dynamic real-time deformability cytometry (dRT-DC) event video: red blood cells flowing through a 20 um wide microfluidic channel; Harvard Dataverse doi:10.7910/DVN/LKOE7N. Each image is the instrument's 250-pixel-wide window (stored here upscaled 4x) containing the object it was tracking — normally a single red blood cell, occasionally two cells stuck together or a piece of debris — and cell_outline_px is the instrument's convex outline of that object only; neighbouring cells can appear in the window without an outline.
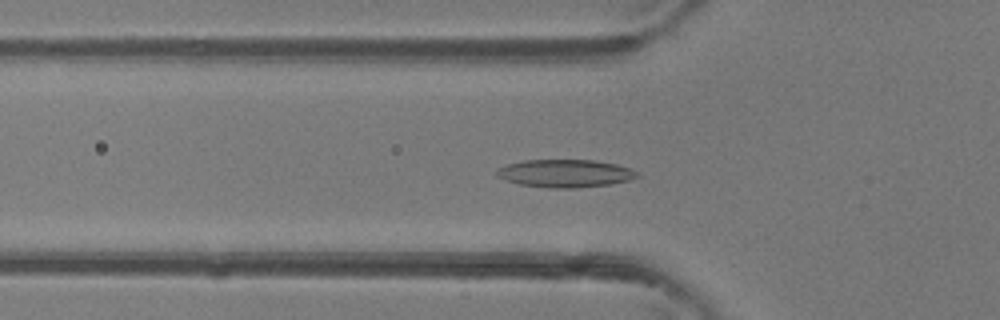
{"species": "common noctule bat (a hibernating species)", "species_latin": "Nyctalus noctula", "temperature_condition": "room temperature", "stored_images_in_passage": 39, "camera_frame_rate_fps": 3000, "um_per_image_px": 0.085, "animal": {"sex": "female"}, "frame": {"image": 1, "passage_image": 8, "time_ms": 2.333, "image_size_px": [1000, 320], "cell_outline_px": [[640, 176], [628, 180], [612, 184], [576, 188], [548, 188], [520, 184], [504, 180], [496, 176], [492, 172], [496, 168], [508, 164], [524, 160], [592, 160], [616, 164], [632, 168], [640, 172]], "centroid_in_image_um": [48.02, 14.74], "position_along_channel_um": 77.8, "area_um2": 23.12}}
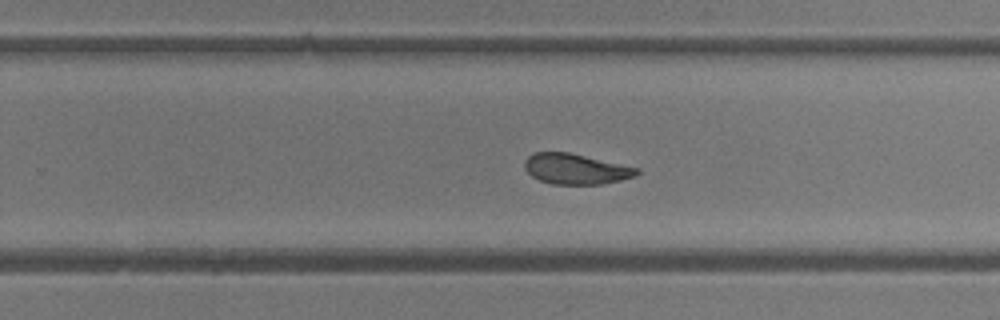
{"frame": {"image": 2, "passage_image": 22, "time_ms": 7.0, "image_size_px": [1000, 320], "cell_outline_px": [[640, 172], [636, 176], [620, 180], [600, 184], [552, 184], [540, 180], [532, 176], [524, 168], [524, 160], [532, 152], [568, 152], [640, 168]], "centroid_in_image_um": [48.93, 14.35], "position_along_channel_um": 280.9, "area_um2": 19.94}}
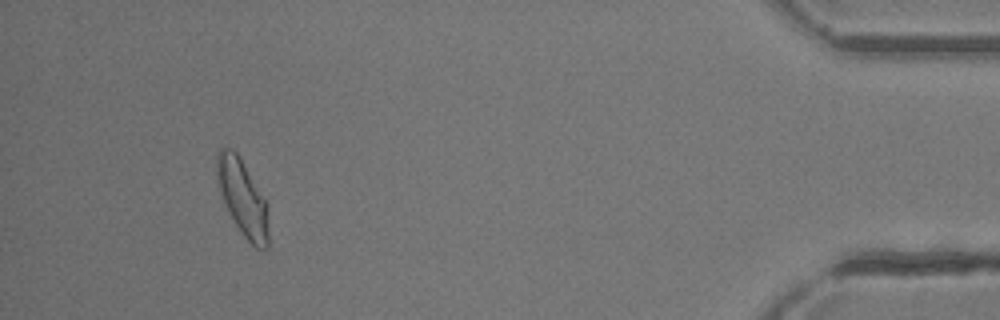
{"frame": {"image": 3, "passage_image": 36, "time_ms": 11.667, "image_size_px": [1000, 320], "cell_outline_px": [[268, 248], [256, 248], [240, 232], [228, 212], [224, 204], [220, 192], [216, 176], [216, 152], [220, 148], [232, 148], [236, 152], [268, 204]], "centroid_in_image_um": [20.6, 16.81], "position_along_channel_um": 414.6, "area_um2": 22.89}, "authors_computed_cell_mechanics": {"area_um2": 21.0392, "velocity_mm_per_s": 4.3434, "shape_relaxation_time_tau1_ms": 4.0977, "shape_relaxation_time_tau2_ms": 1.7394, "deformation_change_tau1": 0.1495, "deformation_change_tau2": 0.0845}}